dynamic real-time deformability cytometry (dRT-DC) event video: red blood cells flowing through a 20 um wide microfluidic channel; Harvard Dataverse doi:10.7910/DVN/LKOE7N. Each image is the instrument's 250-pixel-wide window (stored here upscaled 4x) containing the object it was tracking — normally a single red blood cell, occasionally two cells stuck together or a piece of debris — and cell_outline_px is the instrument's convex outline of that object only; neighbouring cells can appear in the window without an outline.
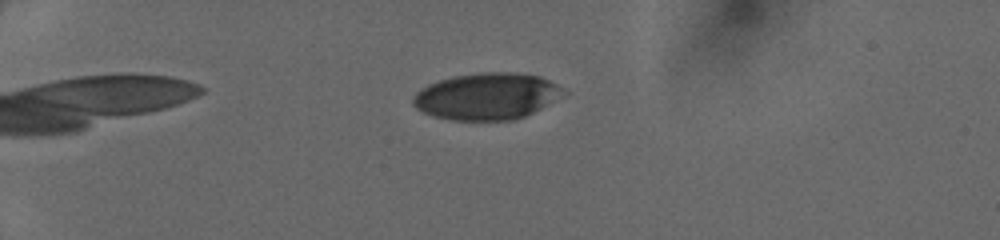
{"species": "human", "species_latin": "Homo sapiens", "temperature_condition": "cold", "stored_images_in_passage": 49, "camera_frame_rate_fps": 3000, "um_per_image_px": 0.085, "donor": {"sex": "female"}, "frame": {"image": 1, "passage_image": 13, "time_ms": 4.0, "image_size_px": [1000, 240], "cell_outline_px": [[568, 92], [540, 108], [524, 116], [512, 120], [452, 120], [432, 116], [416, 108], [412, 104], [412, 96], [420, 88], [428, 84], [440, 80], [456, 76], [484, 72], [508, 72], [540, 76], [556, 84]], "centroid_in_image_um": [41.34, 8.19], "position_along_channel_um": 43.7, "area_um2": 40.63}}
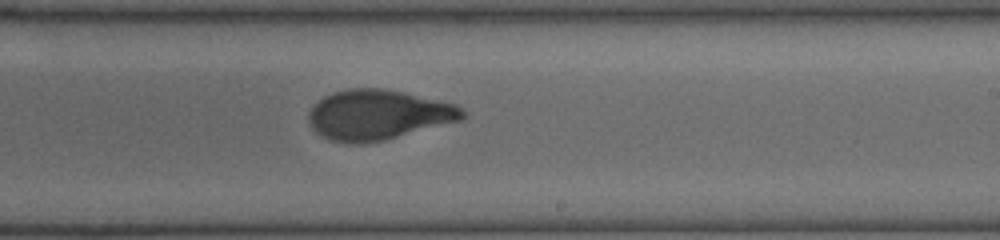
{"frame": {"image": 2, "passage_image": 32, "time_ms": 10.333, "image_size_px": [1000, 240], "cell_outline_px": [[464, 116], [460, 120], [384, 140], [364, 144], [348, 144], [332, 140], [316, 132], [312, 128], [308, 120], [308, 112], [324, 96], [332, 92], [352, 88], [380, 88], [404, 92], [456, 104], [464, 112]], "centroid_in_image_um": [32.11, 9.76], "position_along_channel_um": 256.9, "area_um2": 44.51}}
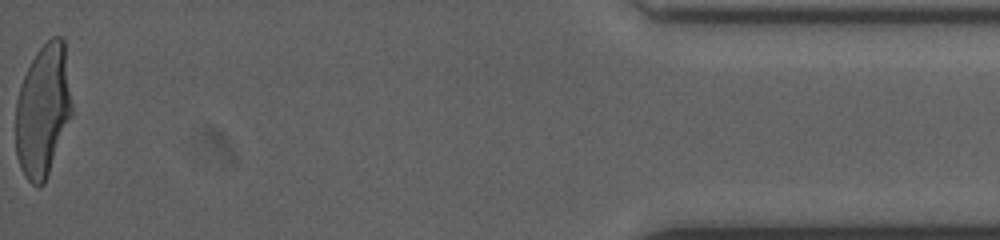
{"frame": {"image": 3, "passage_image": 49, "time_ms": 16.0, "image_size_px": [1000, 240], "cell_outline_px": [[72, 116], [44, 184], [36, 188], [24, 176], [20, 168], [16, 156], [16, 100], [20, 84], [36, 52], [52, 36], [60, 36], [64, 40], [72, 104]], "centroid_in_image_um": [3.65, 9.42], "position_along_channel_um": 431.5, "area_um2": 43.58}}